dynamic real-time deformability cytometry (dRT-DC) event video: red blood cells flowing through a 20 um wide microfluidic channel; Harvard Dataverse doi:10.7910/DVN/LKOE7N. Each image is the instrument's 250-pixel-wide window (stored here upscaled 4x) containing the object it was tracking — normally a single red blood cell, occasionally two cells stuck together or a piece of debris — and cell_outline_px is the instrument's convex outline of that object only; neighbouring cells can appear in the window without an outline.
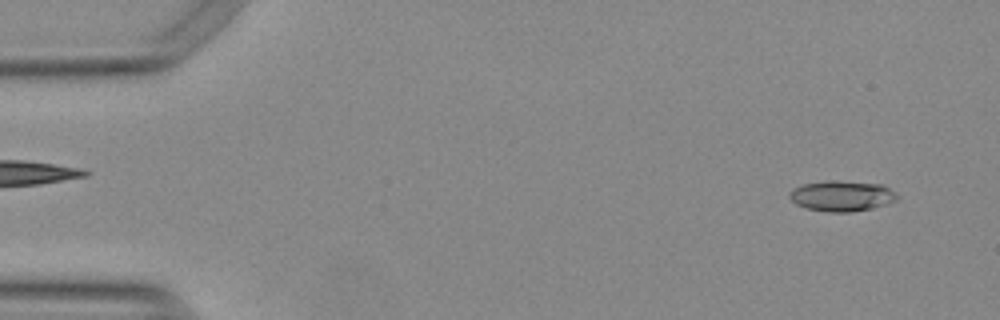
{"species": "Egyptian fruit bat (a non-hibernating species)", "species_latin": "Rousettus aegyptiacus", "temperature_condition": "warm", "stored_images_in_passage": 5, "camera_frame_rate_fps": 3000, "um_per_image_px": 0.085, "animal": {"sex": "female"}, "frame": {"image": 1, "passage_image": 2, "time_ms": 0.333, "image_size_px": [1000, 320], "cell_outline_px": [[900, 196], [896, 200], [888, 204], [872, 208], [852, 212], [828, 212], [808, 208], [796, 204], [788, 196], [788, 192], [792, 188], [804, 184], [824, 180], [836, 180], [880, 184], [896, 192]], "centroid_in_image_um": [71.55, 16.65], "position_along_channel_um": 13.4, "area_um2": 19.36}}